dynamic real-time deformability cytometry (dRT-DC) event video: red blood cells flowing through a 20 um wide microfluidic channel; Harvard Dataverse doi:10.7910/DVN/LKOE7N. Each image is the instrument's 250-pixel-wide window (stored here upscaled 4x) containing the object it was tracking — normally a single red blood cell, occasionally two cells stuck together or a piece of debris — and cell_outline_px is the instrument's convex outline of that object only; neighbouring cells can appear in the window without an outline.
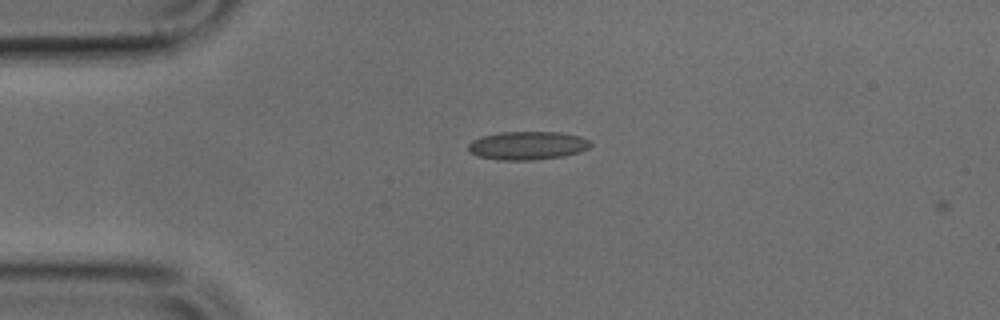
{"species": "common noctule bat (a hibernating species)", "species_latin": "Nyctalus noctula", "temperature_condition": "cold", "stored_images_in_passage": 2, "camera_frame_rate_fps": 3000, "um_per_image_px": 0.085, "animal": {"sex": "male", "body_mass_g": 17.9, "forearm_length_mm": 54.2}, "frame": {"image": 1, "passage_image": 1, "time_ms": 0.0, "image_size_px": [1000, 320], "cell_outline_px": [[592, 144], [588, 148], [580, 152], [564, 156], [532, 160], [496, 160], [476, 156], [468, 148], [468, 144], [472, 140], [480, 136], [500, 132], [560, 132], [580, 136], [588, 140]], "centroid_in_image_um": [44.82, 12.37], "position_along_channel_um": 40.2, "area_um2": 20.35}}